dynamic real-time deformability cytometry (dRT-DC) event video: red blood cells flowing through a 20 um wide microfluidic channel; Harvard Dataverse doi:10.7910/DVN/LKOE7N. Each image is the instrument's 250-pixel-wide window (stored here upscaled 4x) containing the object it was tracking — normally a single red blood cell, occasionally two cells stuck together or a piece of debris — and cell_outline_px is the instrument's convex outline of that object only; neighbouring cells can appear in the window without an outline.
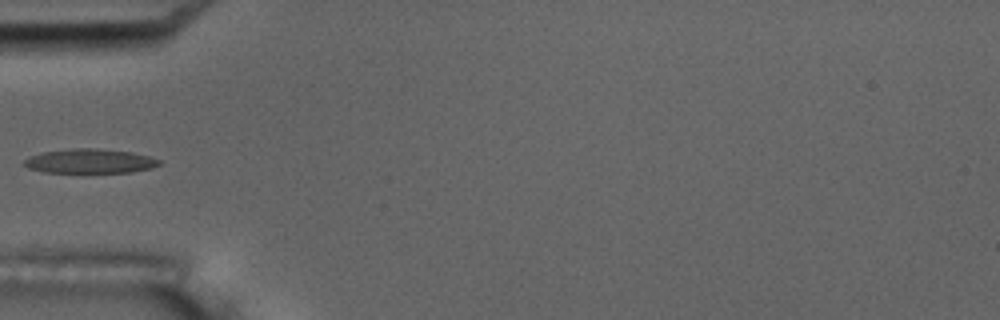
{"species": "common noctule bat (a hibernating species)", "species_latin": "Nyctalus noctula", "temperature_condition": "room temperature", "stored_images_in_passage": 7, "camera_frame_rate_fps": 3000, "um_per_image_px": 0.085, "animal": {"sex": "male", "body_mass_g": 17.5, "forearm_length_mm": 52.3}, "frame": {"image": 1, "passage_image": 7, "time_ms": 6.667, "image_size_px": [1000, 320], "cell_outline_px": [[160, 164], [152, 168], [132, 172], [44, 172], [28, 168], [24, 164], [24, 160], [28, 156], [40, 152], [72, 148], [96, 148], [132, 152], [148, 156], [160, 160]], "centroid_in_image_um": [7.61, 13.68], "position_along_channel_um": 77.4, "area_um2": 19.19}}